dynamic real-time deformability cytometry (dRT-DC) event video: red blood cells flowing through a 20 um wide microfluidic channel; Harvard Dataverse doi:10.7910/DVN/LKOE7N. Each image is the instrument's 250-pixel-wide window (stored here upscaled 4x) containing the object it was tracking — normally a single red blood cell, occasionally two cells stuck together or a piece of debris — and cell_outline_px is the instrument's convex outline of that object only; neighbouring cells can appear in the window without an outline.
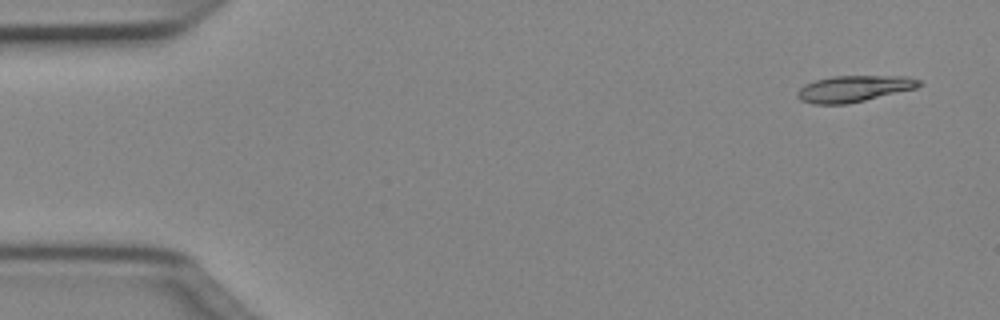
{"species": "Egyptian fruit bat (a non-hibernating species)", "species_latin": "Rousettus aegyptiacus", "temperature_condition": "cold", "stored_images_in_passage": 14, "camera_frame_rate_fps": 3000, "um_per_image_px": 0.085, "animal": {"sex": "female"}, "frame": {"image": 1, "passage_image": 2, "time_ms": 0.333, "image_size_px": [1000, 320], "cell_outline_px": [[924, 84], [916, 88], [848, 104], [812, 104], [800, 100], [796, 96], [796, 92], [804, 84], [816, 80], [832, 76], [908, 76], [920, 80]], "centroid_in_image_um": [72.57, 7.54], "position_along_channel_um": 12.4, "area_um2": 18.79}}